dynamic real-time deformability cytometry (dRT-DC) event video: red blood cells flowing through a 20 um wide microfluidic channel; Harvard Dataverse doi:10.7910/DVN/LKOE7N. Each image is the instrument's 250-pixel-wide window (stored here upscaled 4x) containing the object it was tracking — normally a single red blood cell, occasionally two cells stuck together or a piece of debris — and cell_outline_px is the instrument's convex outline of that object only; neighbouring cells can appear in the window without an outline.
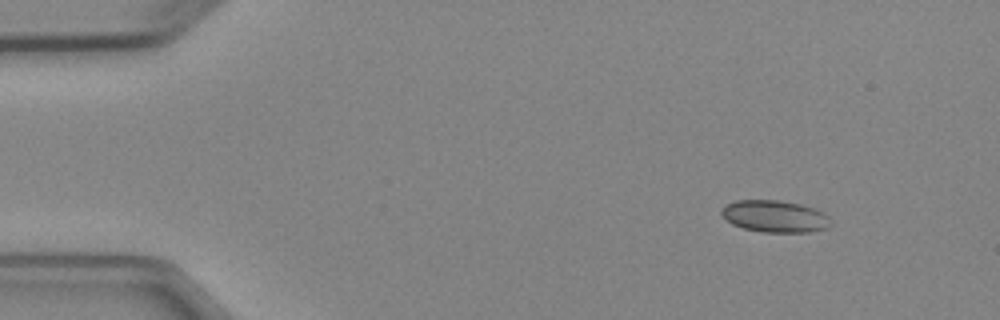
{"species": "Egyptian fruit bat (a non-hibernating species)", "species_latin": "Rousettus aegyptiacus", "temperature_condition": "cold", "stored_images_in_passage": 8, "camera_frame_rate_fps": 3000, "um_per_image_px": 0.085, "animal": {"sex": "female"}, "frame": {"image": 1, "passage_image": 1, "time_ms": 0.0, "image_size_px": [1000, 320], "cell_outline_px": [[832, 224], [828, 228], [808, 232], [760, 232], [744, 228], [732, 224], [720, 212], [724, 204], [736, 200], [780, 200], [800, 204], [812, 208], [828, 216]], "centroid_in_image_um": [65.84, 18.39], "position_along_channel_um": 19.2, "area_um2": 20.29}}
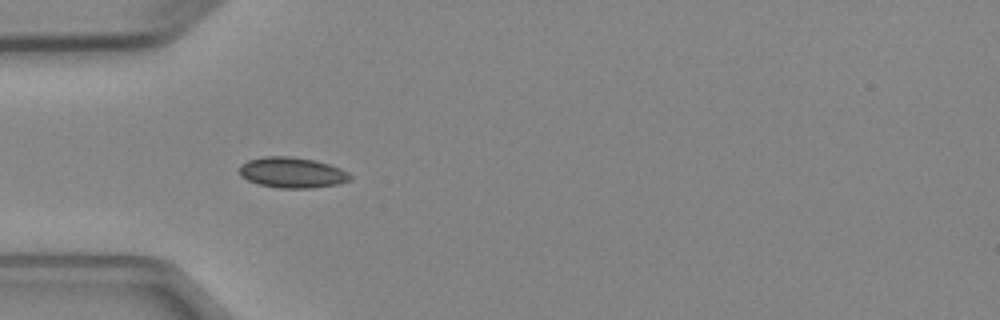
{"frame": {"image": 2, "passage_image": 4, "time_ms": 3.333, "image_size_px": [1000, 320], "cell_outline_px": [[352, 180], [336, 184], [312, 188], [280, 188], [260, 184], [248, 180], [240, 176], [240, 164], [248, 160], [264, 156], [288, 156], [316, 160], [340, 168], [348, 172], [352, 176]], "centroid_in_image_um": [24.84, 14.66], "position_along_channel_um": 60.2, "area_um2": 19.77}}